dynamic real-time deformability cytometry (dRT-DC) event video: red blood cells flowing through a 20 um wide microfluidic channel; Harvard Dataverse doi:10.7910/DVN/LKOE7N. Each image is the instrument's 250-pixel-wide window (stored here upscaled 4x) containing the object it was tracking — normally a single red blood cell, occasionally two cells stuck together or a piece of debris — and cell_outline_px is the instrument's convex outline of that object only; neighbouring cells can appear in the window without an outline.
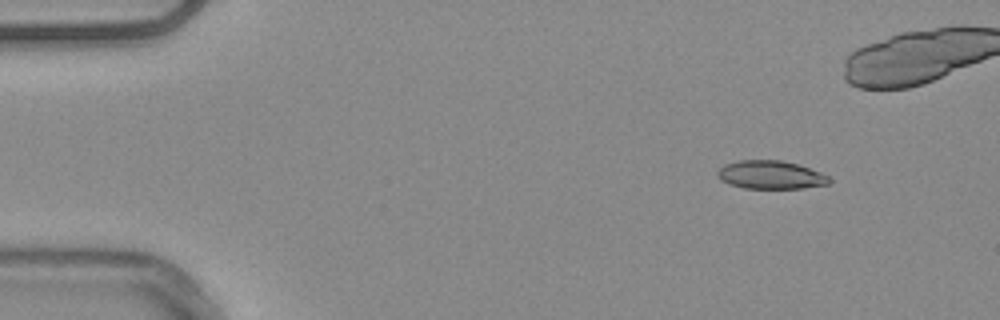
{"species": "common noctule bat (a hibernating species)", "species_latin": "Nyctalus noctula", "temperature_condition": "warm", "stored_images_in_passage": 45, "camera_frame_rate_fps": 3000, "um_per_image_px": 0.085, "animal": {"sex": "male", "body_mass_g": 20.4}, "frame": {"image": 1, "passage_image": 7, "time_ms": 2.0, "image_size_px": [1000, 320], "cell_outline_px": [[832, 180], [828, 184], [804, 188], [744, 188], [728, 184], [720, 180], [716, 176], [716, 172], [724, 164], [740, 160], [780, 160], [796, 164], [820, 172], [828, 176]], "centroid_in_image_um": [65.46, 14.87], "position_along_channel_um": 19.5, "area_um2": 18.44}}